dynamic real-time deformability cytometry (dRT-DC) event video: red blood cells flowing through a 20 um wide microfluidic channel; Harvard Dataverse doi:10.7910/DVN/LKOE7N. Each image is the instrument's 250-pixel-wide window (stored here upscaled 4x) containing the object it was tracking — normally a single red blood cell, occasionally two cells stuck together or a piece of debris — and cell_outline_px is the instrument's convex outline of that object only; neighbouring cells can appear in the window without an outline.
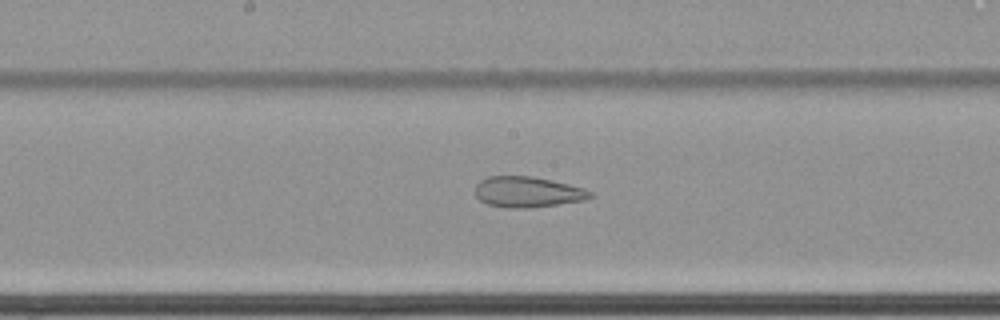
{"species": "common noctule bat (a hibernating species)", "species_latin": "Nyctalus noctula", "temperature_condition": "cold", "stored_images_in_passage": 43, "camera_frame_rate_fps": 3000, "um_per_image_px": 0.085, "animal": {"sex": "female", "body_mass_g": 22.7, "forearm_length_mm": 54.2}, "frame": {"image": 1, "passage_image": 22, "time_ms": 7.0, "image_size_px": [1000, 320], "cell_outline_px": [[596, 196], [584, 200], [528, 208], [504, 208], [488, 204], [480, 200], [476, 196], [476, 184], [480, 180], [488, 176], [532, 176], [552, 180], [584, 188], [592, 192]], "centroid_in_image_um": [44.85, 16.31], "position_along_channel_um": 203.4, "area_um2": 20.63}}
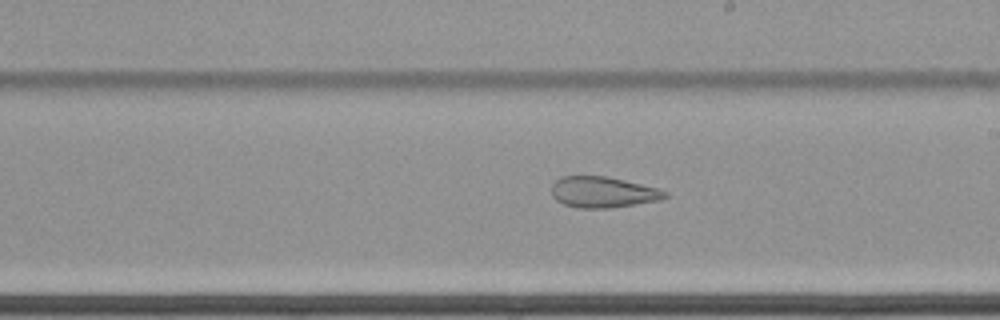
{"frame": {"image": 2, "passage_image": 25, "time_ms": 8.0, "image_size_px": [1000, 320], "cell_outline_px": [[668, 196], [660, 200], [608, 208], [576, 208], [564, 204], [556, 200], [552, 196], [552, 184], [560, 176], [608, 176], [656, 188], [668, 192]], "centroid_in_image_um": [51.21, 16.33], "position_along_channel_um": 237.8, "area_um2": 20.4}}
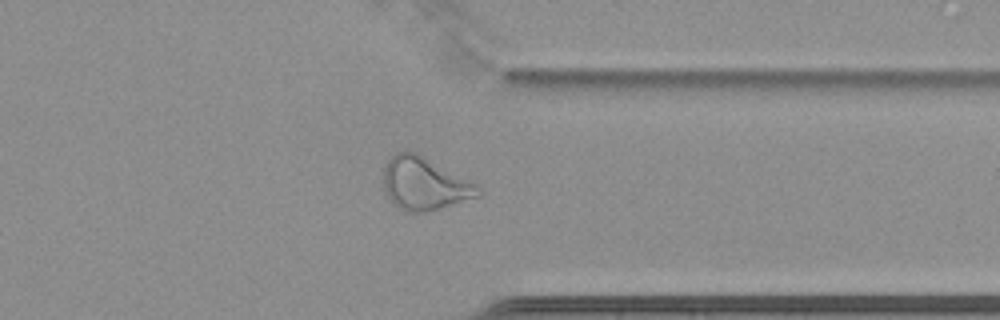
{"frame": {"image": 3, "passage_image": 37, "time_ms": 12.0, "image_size_px": [1000, 320], "cell_outline_px": [[480, 196], [436, 208], [420, 212], [404, 212], [388, 196], [384, 188], [384, 168], [388, 160], [396, 152], [416, 152], [476, 184], [480, 188]], "centroid_in_image_um": [36.06, 15.6], "position_along_channel_um": 375.3, "area_um2": 28.21}}